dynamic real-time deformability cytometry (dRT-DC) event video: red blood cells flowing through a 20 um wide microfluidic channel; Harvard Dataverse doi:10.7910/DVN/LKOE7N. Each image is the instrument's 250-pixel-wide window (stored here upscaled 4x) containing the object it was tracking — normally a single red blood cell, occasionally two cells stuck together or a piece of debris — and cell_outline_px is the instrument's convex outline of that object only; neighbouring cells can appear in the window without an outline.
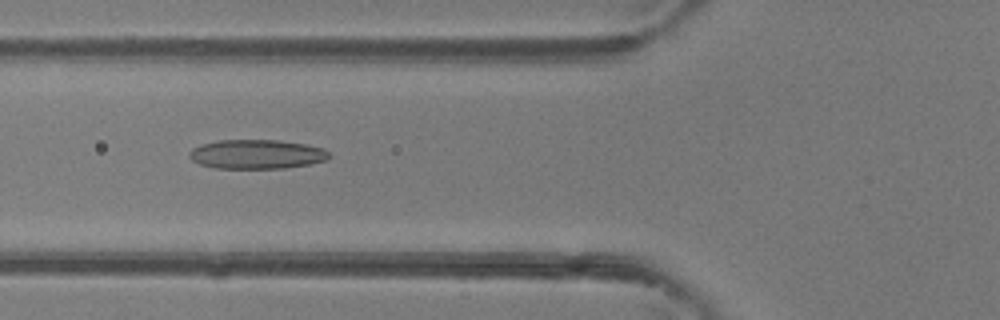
{"species": "common noctule bat (a hibernating species)", "species_latin": "Nyctalus noctula", "temperature_condition": "room temperature", "stored_images_in_passage": 30, "camera_frame_rate_fps": 3000, "um_per_image_px": 0.085, "animal": {"sex": "female"}, "frame": {"image": 1, "passage_image": 6, "time_ms": 1.667, "image_size_px": [1000, 320], "cell_outline_px": [[332, 156], [328, 160], [308, 164], [284, 168], [212, 168], [200, 164], [192, 160], [188, 156], [188, 152], [192, 148], [200, 144], [220, 140], [280, 140], [308, 144], [324, 148]], "centroid_in_image_um": [21.83, 13.1], "position_along_channel_um": 104.0, "area_um2": 24.1}}
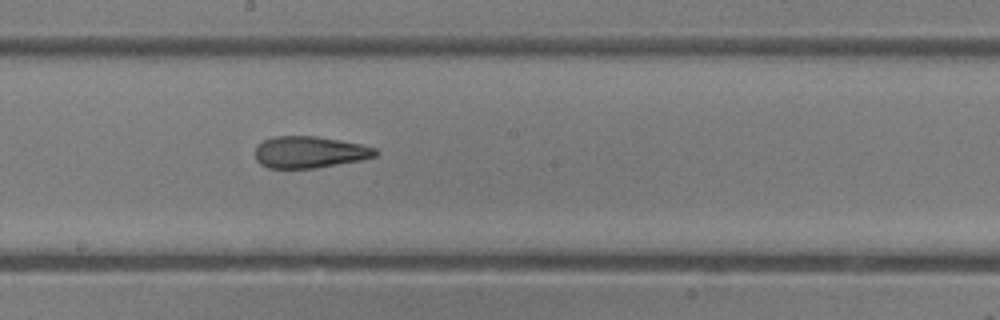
{"frame": {"image": 2, "passage_image": 14, "time_ms": 4.333, "image_size_px": [1000, 320], "cell_outline_px": [[380, 152], [376, 156], [360, 160], [316, 168], [268, 168], [260, 164], [256, 160], [256, 144], [264, 140], [276, 136], [316, 136], [340, 140], [360, 144], [376, 148]], "centroid_in_image_um": [26.31, 12.93], "position_along_channel_um": 221.9, "area_um2": 22.25}}
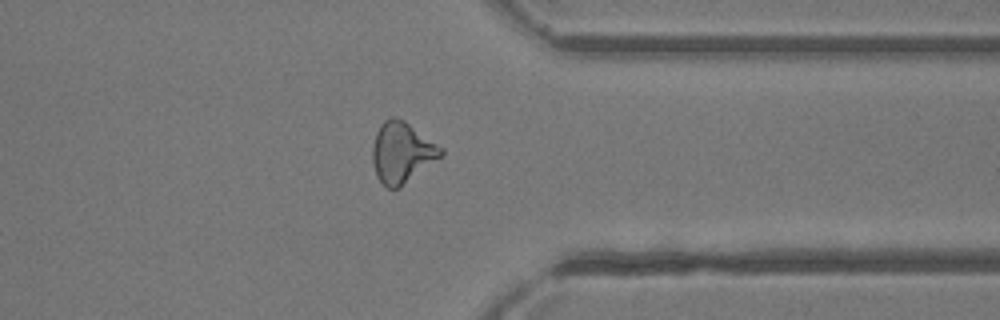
{"frame": {"image": 3, "passage_image": 25, "time_ms": 8.0, "image_size_px": [1000, 320], "cell_outline_px": [[444, 156], [400, 188], [388, 188], [376, 176], [372, 160], [372, 144], [376, 132], [380, 124], [384, 120], [392, 116], [396, 116], [404, 120], [444, 148]], "centroid_in_image_um": [34.18, 12.96], "position_along_channel_um": 377.2, "area_um2": 24.68}, "authors_computed_cell_mechanics": {"area_um2": 22.9177, "velocity_mm_per_s": 4.3983, "shape_relaxation_time_tau1_ms": 7.1465, "shape_relaxation_time_tau2_ms": 2.4945, "deformation_change_tau1": 0.1876, "deformation_change_tau2": 0.1309}}